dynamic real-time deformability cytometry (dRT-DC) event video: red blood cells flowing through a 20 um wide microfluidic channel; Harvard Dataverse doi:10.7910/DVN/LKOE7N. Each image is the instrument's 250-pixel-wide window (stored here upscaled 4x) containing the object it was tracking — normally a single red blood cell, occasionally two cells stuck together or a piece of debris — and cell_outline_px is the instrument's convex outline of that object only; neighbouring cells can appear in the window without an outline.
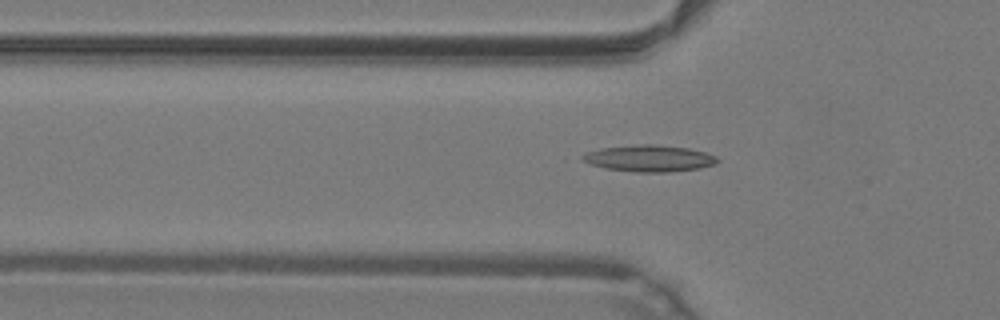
{"species": "common noctule bat (a hibernating species)", "species_latin": "Nyctalus noctula", "temperature_condition": "warm", "stored_images_in_passage": 48, "camera_frame_rate_fps": 3000, "um_per_image_px": 0.085, "animal": {"sex": "male", "body_mass_g": 19.2, "forearm_length_mm": 51.8}, "frame": {"image": 1, "passage_image": 15, "time_ms": 4.667, "image_size_px": [1000, 320], "cell_outline_px": [[720, 160], [716, 164], [700, 168], [668, 172], [636, 172], [608, 168], [592, 164], [580, 160], [580, 156], [584, 152], [600, 148], [644, 144], [656, 144], [688, 148], [704, 152], [716, 156]], "centroid_in_image_um": [55.18, 13.45], "position_along_channel_um": 70.6, "area_um2": 20.87}}
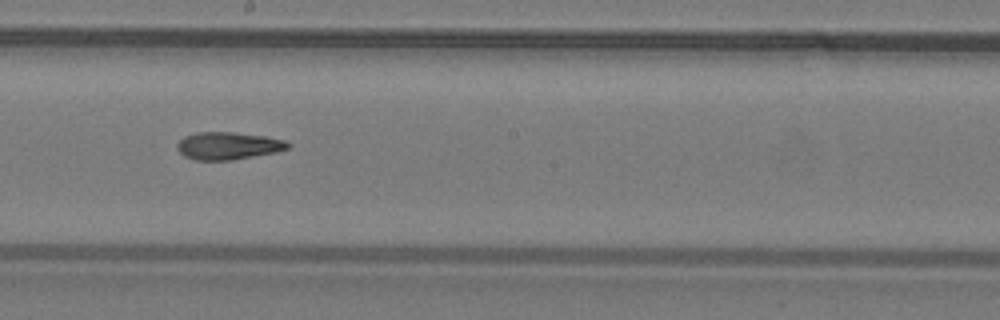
{"frame": {"image": 2, "passage_image": 26, "time_ms": 8.333, "image_size_px": [1000, 320], "cell_outline_px": [[292, 144], [288, 148], [276, 152], [232, 160], [196, 160], [184, 156], [176, 148], [176, 144], [184, 136], [196, 132], [236, 132], [264, 136], [284, 140]], "centroid_in_image_um": [19.37, 12.38], "position_along_channel_um": 228.8, "area_um2": 17.8}}
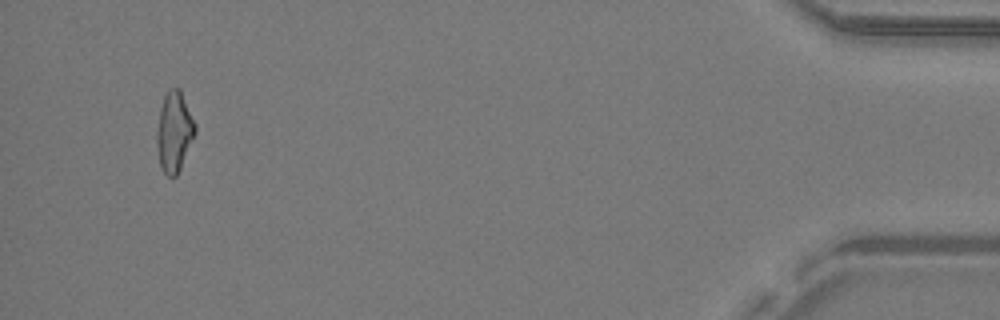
{"frame": {"image": 3, "passage_image": 45, "time_ms": 14.667, "image_size_px": [1000, 320], "cell_outline_px": [[196, 132], [180, 168], [176, 176], [168, 176], [160, 168], [156, 144], [156, 132], [160, 108], [164, 96], [168, 88], [180, 88], [196, 124]], "centroid_in_image_um": [14.8, 11.18], "position_along_channel_um": 420.4, "area_um2": 17.98}}